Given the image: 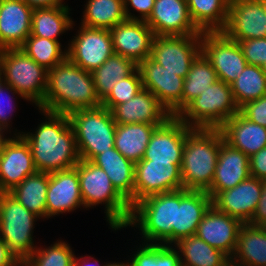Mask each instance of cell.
I'll use <instances>...</instances> for the list:
<instances>
[{
  "mask_svg": "<svg viewBox=\"0 0 266 266\" xmlns=\"http://www.w3.org/2000/svg\"><path fill=\"white\" fill-rule=\"evenodd\" d=\"M41 111L48 121L41 123L35 134L18 133L29 144L37 171L52 173L74 168L80 158L68 114Z\"/></svg>",
  "mask_w": 266,
  "mask_h": 266,
  "instance_id": "cell-1",
  "label": "cell"
},
{
  "mask_svg": "<svg viewBox=\"0 0 266 266\" xmlns=\"http://www.w3.org/2000/svg\"><path fill=\"white\" fill-rule=\"evenodd\" d=\"M101 100L96 94L91 72L68 58L48 70L44 103L39 110L69 114L77 109L96 108Z\"/></svg>",
  "mask_w": 266,
  "mask_h": 266,
  "instance_id": "cell-2",
  "label": "cell"
},
{
  "mask_svg": "<svg viewBox=\"0 0 266 266\" xmlns=\"http://www.w3.org/2000/svg\"><path fill=\"white\" fill-rule=\"evenodd\" d=\"M223 140L220 128H192L187 133L181 164L184 189L207 191L211 187Z\"/></svg>",
  "mask_w": 266,
  "mask_h": 266,
  "instance_id": "cell-3",
  "label": "cell"
},
{
  "mask_svg": "<svg viewBox=\"0 0 266 266\" xmlns=\"http://www.w3.org/2000/svg\"><path fill=\"white\" fill-rule=\"evenodd\" d=\"M74 168L78 172L84 207L105 203V213L111 228H124L130 218L131 206L116 190L104 170L87 160H80Z\"/></svg>",
  "mask_w": 266,
  "mask_h": 266,
  "instance_id": "cell-4",
  "label": "cell"
},
{
  "mask_svg": "<svg viewBox=\"0 0 266 266\" xmlns=\"http://www.w3.org/2000/svg\"><path fill=\"white\" fill-rule=\"evenodd\" d=\"M132 225H138L147 242L175 244L176 190L154 194L135 203L125 227Z\"/></svg>",
  "mask_w": 266,
  "mask_h": 266,
  "instance_id": "cell-5",
  "label": "cell"
},
{
  "mask_svg": "<svg viewBox=\"0 0 266 266\" xmlns=\"http://www.w3.org/2000/svg\"><path fill=\"white\" fill-rule=\"evenodd\" d=\"M68 116L80 160L91 161L96 155L114 148L117 124L110 110L103 106L77 109Z\"/></svg>",
  "mask_w": 266,
  "mask_h": 266,
  "instance_id": "cell-6",
  "label": "cell"
},
{
  "mask_svg": "<svg viewBox=\"0 0 266 266\" xmlns=\"http://www.w3.org/2000/svg\"><path fill=\"white\" fill-rule=\"evenodd\" d=\"M239 111L231 85L217 80L192 100L177 117L192 128H220Z\"/></svg>",
  "mask_w": 266,
  "mask_h": 266,
  "instance_id": "cell-7",
  "label": "cell"
},
{
  "mask_svg": "<svg viewBox=\"0 0 266 266\" xmlns=\"http://www.w3.org/2000/svg\"><path fill=\"white\" fill-rule=\"evenodd\" d=\"M0 67L5 83L36 106L44 103L48 70L20 48L3 49L0 52Z\"/></svg>",
  "mask_w": 266,
  "mask_h": 266,
  "instance_id": "cell-8",
  "label": "cell"
},
{
  "mask_svg": "<svg viewBox=\"0 0 266 266\" xmlns=\"http://www.w3.org/2000/svg\"><path fill=\"white\" fill-rule=\"evenodd\" d=\"M38 217L9 193H0V238L22 263L37 248L32 231Z\"/></svg>",
  "mask_w": 266,
  "mask_h": 266,
  "instance_id": "cell-9",
  "label": "cell"
},
{
  "mask_svg": "<svg viewBox=\"0 0 266 266\" xmlns=\"http://www.w3.org/2000/svg\"><path fill=\"white\" fill-rule=\"evenodd\" d=\"M201 53V34L154 36L151 58L166 70L185 78Z\"/></svg>",
  "mask_w": 266,
  "mask_h": 266,
  "instance_id": "cell-10",
  "label": "cell"
},
{
  "mask_svg": "<svg viewBox=\"0 0 266 266\" xmlns=\"http://www.w3.org/2000/svg\"><path fill=\"white\" fill-rule=\"evenodd\" d=\"M201 52L210 61L218 80L226 84H231L247 65L239 43L221 31L202 32Z\"/></svg>",
  "mask_w": 266,
  "mask_h": 266,
  "instance_id": "cell-11",
  "label": "cell"
},
{
  "mask_svg": "<svg viewBox=\"0 0 266 266\" xmlns=\"http://www.w3.org/2000/svg\"><path fill=\"white\" fill-rule=\"evenodd\" d=\"M113 54L109 30L83 25L67 49V58L88 72L99 68Z\"/></svg>",
  "mask_w": 266,
  "mask_h": 266,
  "instance_id": "cell-12",
  "label": "cell"
},
{
  "mask_svg": "<svg viewBox=\"0 0 266 266\" xmlns=\"http://www.w3.org/2000/svg\"><path fill=\"white\" fill-rule=\"evenodd\" d=\"M182 188L181 168L178 165L144 159L135 164L134 204L148 196Z\"/></svg>",
  "mask_w": 266,
  "mask_h": 266,
  "instance_id": "cell-13",
  "label": "cell"
},
{
  "mask_svg": "<svg viewBox=\"0 0 266 266\" xmlns=\"http://www.w3.org/2000/svg\"><path fill=\"white\" fill-rule=\"evenodd\" d=\"M143 88L153 93L171 116L182 111L184 78L166 70L151 57L138 64Z\"/></svg>",
  "mask_w": 266,
  "mask_h": 266,
  "instance_id": "cell-14",
  "label": "cell"
},
{
  "mask_svg": "<svg viewBox=\"0 0 266 266\" xmlns=\"http://www.w3.org/2000/svg\"><path fill=\"white\" fill-rule=\"evenodd\" d=\"M221 32L236 42L266 37L263 0H231L227 22Z\"/></svg>",
  "mask_w": 266,
  "mask_h": 266,
  "instance_id": "cell-15",
  "label": "cell"
},
{
  "mask_svg": "<svg viewBox=\"0 0 266 266\" xmlns=\"http://www.w3.org/2000/svg\"><path fill=\"white\" fill-rule=\"evenodd\" d=\"M191 129L192 127L187 126L177 116H170L155 128L143 159L153 162H171L181 168L187 133Z\"/></svg>",
  "mask_w": 266,
  "mask_h": 266,
  "instance_id": "cell-16",
  "label": "cell"
},
{
  "mask_svg": "<svg viewBox=\"0 0 266 266\" xmlns=\"http://www.w3.org/2000/svg\"><path fill=\"white\" fill-rule=\"evenodd\" d=\"M145 22L155 36L202 34L191 19L187 0H155L153 10Z\"/></svg>",
  "mask_w": 266,
  "mask_h": 266,
  "instance_id": "cell-17",
  "label": "cell"
},
{
  "mask_svg": "<svg viewBox=\"0 0 266 266\" xmlns=\"http://www.w3.org/2000/svg\"><path fill=\"white\" fill-rule=\"evenodd\" d=\"M13 138L0 153V193L10 192L27 176L37 172L29 144L21 135Z\"/></svg>",
  "mask_w": 266,
  "mask_h": 266,
  "instance_id": "cell-18",
  "label": "cell"
},
{
  "mask_svg": "<svg viewBox=\"0 0 266 266\" xmlns=\"http://www.w3.org/2000/svg\"><path fill=\"white\" fill-rule=\"evenodd\" d=\"M109 31L115 54L129 58L137 65L151 57L155 35L145 21L126 19Z\"/></svg>",
  "mask_w": 266,
  "mask_h": 266,
  "instance_id": "cell-19",
  "label": "cell"
},
{
  "mask_svg": "<svg viewBox=\"0 0 266 266\" xmlns=\"http://www.w3.org/2000/svg\"><path fill=\"white\" fill-rule=\"evenodd\" d=\"M263 180L249 176L235 187L219 192L212 205L230 217L249 223L260 200Z\"/></svg>",
  "mask_w": 266,
  "mask_h": 266,
  "instance_id": "cell-20",
  "label": "cell"
},
{
  "mask_svg": "<svg viewBox=\"0 0 266 266\" xmlns=\"http://www.w3.org/2000/svg\"><path fill=\"white\" fill-rule=\"evenodd\" d=\"M242 225L240 220L230 217L211 205L199 223L196 235L231 258L235 252Z\"/></svg>",
  "mask_w": 266,
  "mask_h": 266,
  "instance_id": "cell-21",
  "label": "cell"
},
{
  "mask_svg": "<svg viewBox=\"0 0 266 266\" xmlns=\"http://www.w3.org/2000/svg\"><path fill=\"white\" fill-rule=\"evenodd\" d=\"M33 8L24 0H0V46L20 48L31 34Z\"/></svg>",
  "mask_w": 266,
  "mask_h": 266,
  "instance_id": "cell-22",
  "label": "cell"
},
{
  "mask_svg": "<svg viewBox=\"0 0 266 266\" xmlns=\"http://www.w3.org/2000/svg\"><path fill=\"white\" fill-rule=\"evenodd\" d=\"M81 205L84 206L77 170L72 168L49 173L46 195L47 217L76 210Z\"/></svg>",
  "mask_w": 266,
  "mask_h": 266,
  "instance_id": "cell-23",
  "label": "cell"
},
{
  "mask_svg": "<svg viewBox=\"0 0 266 266\" xmlns=\"http://www.w3.org/2000/svg\"><path fill=\"white\" fill-rule=\"evenodd\" d=\"M249 176V157L223 140L213 181L206 192L213 199L219 192L235 187Z\"/></svg>",
  "mask_w": 266,
  "mask_h": 266,
  "instance_id": "cell-24",
  "label": "cell"
},
{
  "mask_svg": "<svg viewBox=\"0 0 266 266\" xmlns=\"http://www.w3.org/2000/svg\"><path fill=\"white\" fill-rule=\"evenodd\" d=\"M116 124H163L171 115L157 97L143 88L129 101L111 110Z\"/></svg>",
  "mask_w": 266,
  "mask_h": 266,
  "instance_id": "cell-25",
  "label": "cell"
},
{
  "mask_svg": "<svg viewBox=\"0 0 266 266\" xmlns=\"http://www.w3.org/2000/svg\"><path fill=\"white\" fill-rule=\"evenodd\" d=\"M212 205V198L206 191L176 190V243L196 234L205 212Z\"/></svg>",
  "mask_w": 266,
  "mask_h": 266,
  "instance_id": "cell-26",
  "label": "cell"
},
{
  "mask_svg": "<svg viewBox=\"0 0 266 266\" xmlns=\"http://www.w3.org/2000/svg\"><path fill=\"white\" fill-rule=\"evenodd\" d=\"M224 140L248 157L266 147V128L247 119L240 111L220 127Z\"/></svg>",
  "mask_w": 266,
  "mask_h": 266,
  "instance_id": "cell-27",
  "label": "cell"
},
{
  "mask_svg": "<svg viewBox=\"0 0 266 266\" xmlns=\"http://www.w3.org/2000/svg\"><path fill=\"white\" fill-rule=\"evenodd\" d=\"M108 175L116 190L134 205L135 163L125 158L115 147L96 155L92 160Z\"/></svg>",
  "mask_w": 266,
  "mask_h": 266,
  "instance_id": "cell-28",
  "label": "cell"
},
{
  "mask_svg": "<svg viewBox=\"0 0 266 266\" xmlns=\"http://www.w3.org/2000/svg\"><path fill=\"white\" fill-rule=\"evenodd\" d=\"M159 125L161 124H117L114 147L136 164L143 159L150 137Z\"/></svg>",
  "mask_w": 266,
  "mask_h": 266,
  "instance_id": "cell-29",
  "label": "cell"
},
{
  "mask_svg": "<svg viewBox=\"0 0 266 266\" xmlns=\"http://www.w3.org/2000/svg\"><path fill=\"white\" fill-rule=\"evenodd\" d=\"M231 259L243 266H266V231L263 227L243 224Z\"/></svg>",
  "mask_w": 266,
  "mask_h": 266,
  "instance_id": "cell-30",
  "label": "cell"
},
{
  "mask_svg": "<svg viewBox=\"0 0 266 266\" xmlns=\"http://www.w3.org/2000/svg\"><path fill=\"white\" fill-rule=\"evenodd\" d=\"M69 10L65 5L34 8L30 35L58 41L61 33L73 27L74 22L68 16Z\"/></svg>",
  "mask_w": 266,
  "mask_h": 266,
  "instance_id": "cell-31",
  "label": "cell"
},
{
  "mask_svg": "<svg viewBox=\"0 0 266 266\" xmlns=\"http://www.w3.org/2000/svg\"><path fill=\"white\" fill-rule=\"evenodd\" d=\"M49 185V173L37 171L27 176L10 192L22 206L38 217L47 218L46 195Z\"/></svg>",
  "mask_w": 266,
  "mask_h": 266,
  "instance_id": "cell-32",
  "label": "cell"
},
{
  "mask_svg": "<svg viewBox=\"0 0 266 266\" xmlns=\"http://www.w3.org/2000/svg\"><path fill=\"white\" fill-rule=\"evenodd\" d=\"M175 244L181 255V266H223L229 259L225 253L211 247L196 234L185 237Z\"/></svg>",
  "mask_w": 266,
  "mask_h": 266,
  "instance_id": "cell-33",
  "label": "cell"
},
{
  "mask_svg": "<svg viewBox=\"0 0 266 266\" xmlns=\"http://www.w3.org/2000/svg\"><path fill=\"white\" fill-rule=\"evenodd\" d=\"M231 0H187L194 24L202 32L221 31L227 22Z\"/></svg>",
  "mask_w": 266,
  "mask_h": 266,
  "instance_id": "cell-34",
  "label": "cell"
},
{
  "mask_svg": "<svg viewBox=\"0 0 266 266\" xmlns=\"http://www.w3.org/2000/svg\"><path fill=\"white\" fill-rule=\"evenodd\" d=\"M137 68L138 65L129 58L115 53L110 56L99 68L91 72L99 99L102 101L117 81L130 76Z\"/></svg>",
  "mask_w": 266,
  "mask_h": 266,
  "instance_id": "cell-35",
  "label": "cell"
},
{
  "mask_svg": "<svg viewBox=\"0 0 266 266\" xmlns=\"http://www.w3.org/2000/svg\"><path fill=\"white\" fill-rule=\"evenodd\" d=\"M83 26L111 30L127 19L124 0H88L85 5Z\"/></svg>",
  "mask_w": 266,
  "mask_h": 266,
  "instance_id": "cell-36",
  "label": "cell"
},
{
  "mask_svg": "<svg viewBox=\"0 0 266 266\" xmlns=\"http://www.w3.org/2000/svg\"><path fill=\"white\" fill-rule=\"evenodd\" d=\"M217 80L216 71L201 52L193 61L187 76L184 78L182 110Z\"/></svg>",
  "mask_w": 266,
  "mask_h": 266,
  "instance_id": "cell-37",
  "label": "cell"
},
{
  "mask_svg": "<svg viewBox=\"0 0 266 266\" xmlns=\"http://www.w3.org/2000/svg\"><path fill=\"white\" fill-rule=\"evenodd\" d=\"M230 85L235 102L240 109L247 102L266 95V74L260 66L247 64Z\"/></svg>",
  "mask_w": 266,
  "mask_h": 266,
  "instance_id": "cell-38",
  "label": "cell"
},
{
  "mask_svg": "<svg viewBox=\"0 0 266 266\" xmlns=\"http://www.w3.org/2000/svg\"><path fill=\"white\" fill-rule=\"evenodd\" d=\"M20 49L46 70L54 68L67 58V51L61 50L59 41L33 35L24 41Z\"/></svg>",
  "mask_w": 266,
  "mask_h": 266,
  "instance_id": "cell-39",
  "label": "cell"
},
{
  "mask_svg": "<svg viewBox=\"0 0 266 266\" xmlns=\"http://www.w3.org/2000/svg\"><path fill=\"white\" fill-rule=\"evenodd\" d=\"M175 249L160 243H144L131 257L130 263L132 266H181L180 253Z\"/></svg>",
  "mask_w": 266,
  "mask_h": 266,
  "instance_id": "cell-40",
  "label": "cell"
},
{
  "mask_svg": "<svg viewBox=\"0 0 266 266\" xmlns=\"http://www.w3.org/2000/svg\"><path fill=\"white\" fill-rule=\"evenodd\" d=\"M74 257L70 246L58 241L51 247L35 249L22 262V266H73Z\"/></svg>",
  "mask_w": 266,
  "mask_h": 266,
  "instance_id": "cell-41",
  "label": "cell"
},
{
  "mask_svg": "<svg viewBox=\"0 0 266 266\" xmlns=\"http://www.w3.org/2000/svg\"><path fill=\"white\" fill-rule=\"evenodd\" d=\"M142 89V78L137 68L130 76L117 81L113 89L101 101V106L111 111L116 105L132 99Z\"/></svg>",
  "mask_w": 266,
  "mask_h": 266,
  "instance_id": "cell-42",
  "label": "cell"
},
{
  "mask_svg": "<svg viewBox=\"0 0 266 266\" xmlns=\"http://www.w3.org/2000/svg\"><path fill=\"white\" fill-rule=\"evenodd\" d=\"M248 65L266 63V37L238 41Z\"/></svg>",
  "mask_w": 266,
  "mask_h": 266,
  "instance_id": "cell-43",
  "label": "cell"
},
{
  "mask_svg": "<svg viewBox=\"0 0 266 266\" xmlns=\"http://www.w3.org/2000/svg\"><path fill=\"white\" fill-rule=\"evenodd\" d=\"M240 112L250 121L266 128V95L247 102L240 108Z\"/></svg>",
  "mask_w": 266,
  "mask_h": 266,
  "instance_id": "cell-44",
  "label": "cell"
},
{
  "mask_svg": "<svg viewBox=\"0 0 266 266\" xmlns=\"http://www.w3.org/2000/svg\"><path fill=\"white\" fill-rule=\"evenodd\" d=\"M154 4L155 0H124L125 15L127 19L146 21L153 10ZM129 5L141 14L140 18L131 15Z\"/></svg>",
  "mask_w": 266,
  "mask_h": 266,
  "instance_id": "cell-45",
  "label": "cell"
},
{
  "mask_svg": "<svg viewBox=\"0 0 266 266\" xmlns=\"http://www.w3.org/2000/svg\"><path fill=\"white\" fill-rule=\"evenodd\" d=\"M250 176L266 180V147L249 157Z\"/></svg>",
  "mask_w": 266,
  "mask_h": 266,
  "instance_id": "cell-46",
  "label": "cell"
},
{
  "mask_svg": "<svg viewBox=\"0 0 266 266\" xmlns=\"http://www.w3.org/2000/svg\"><path fill=\"white\" fill-rule=\"evenodd\" d=\"M7 91V92H6ZM8 91H14L13 92V94L14 93H16V94H18V95H20V97H22V98H24V99H26L23 95H21V94H19L18 92H16V90L13 88V87H11L10 85H8L7 83H5V82H3L1 85H0V127H2L3 129H5V130H7V127H8V122L7 121H9L11 118L9 117L10 116V114H8V113H10V112H12V110H13V107L14 106H12V104H11V101H12V98L13 97H11V96H9V94H8V96L7 95H5L6 93H8ZM6 92V93H5ZM5 95V96H4ZM7 96V99H11L10 100V106L12 107L11 108V110H9V109H7L6 107H5V105L4 104H2V103H4L7 99H4L5 97ZM3 100V101H2ZM7 102V101H6ZM9 104V103H8ZM7 104V105H8ZM9 106V105H8ZM9 106V107H10ZM6 108V109H5ZM8 110H9V112H8ZM8 115V116H7Z\"/></svg>",
  "mask_w": 266,
  "mask_h": 266,
  "instance_id": "cell-47",
  "label": "cell"
},
{
  "mask_svg": "<svg viewBox=\"0 0 266 266\" xmlns=\"http://www.w3.org/2000/svg\"><path fill=\"white\" fill-rule=\"evenodd\" d=\"M248 224L258 227H262L266 224V180H263L260 200L257 203L255 212Z\"/></svg>",
  "mask_w": 266,
  "mask_h": 266,
  "instance_id": "cell-48",
  "label": "cell"
},
{
  "mask_svg": "<svg viewBox=\"0 0 266 266\" xmlns=\"http://www.w3.org/2000/svg\"><path fill=\"white\" fill-rule=\"evenodd\" d=\"M0 266H22V263L9 250L7 244L0 238Z\"/></svg>",
  "mask_w": 266,
  "mask_h": 266,
  "instance_id": "cell-49",
  "label": "cell"
},
{
  "mask_svg": "<svg viewBox=\"0 0 266 266\" xmlns=\"http://www.w3.org/2000/svg\"><path fill=\"white\" fill-rule=\"evenodd\" d=\"M29 6L34 8H44V7H56L62 4L63 0H24Z\"/></svg>",
  "mask_w": 266,
  "mask_h": 266,
  "instance_id": "cell-50",
  "label": "cell"
},
{
  "mask_svg": "<svg viewBox=\"0 0 266 266\" xmlns=\"http://www.w3.org/2000/svg\"><path fill=\"white\" fill-rule=\"evenodd\" d=\"M82 259H84L83 256H82V258H80V259L74 257L73 266H91V265L89 264V260H87V258H85L84 260H82ZM87 261H88V262H87ZM96 262H98V261H94L95 266H96V264H97ZM93 266H94V265H93ZM97 266H98V264H97ZM103 266H105V265H103Z\"/></svg>",
  "mask_w": 266,
  "mask_h": 266,
  "instance_id": "cell-51",
  "label": "cell"
},
{
  "mask_svg": "<svg viewBox=\"0 0 266 266\" xmlns=\"http://www.w3.org/2000/svg\"><path fill=\"white\" fill-rule=\"evenodd\" d=\"M3 130L5 131V129L0 127V153L3 151L4 145L6 144V142L9 140V138L8 139L4 138Z\"/></svg>",
  "mask_w": 266,
  "mask_h": 266,
  "instance_id": "cell-52",
  "label": "cell"
},
{
  "mask_svg": "<svg viewBox=\"0 0 266 266\" xmlns=\"http://www.w3.org/2000/svg\"><path fill=\"white\" fill-rule=\"evenodd\" d=\"M223 266H243L237 262H234L231 258H229Z\"/></svg>",
  "mask_w": 266,
  "mask_h": 266,
  "instance_id": "cell-53",
  "label": "cell"
},
{
  "mask_svg": "<svg viewBox=\"0 0 266 266\" xmlns=\"http://www.w3.org/2000/svg\"><path fill=\"white\" fill-rule=\"evenodd\" d=\"M105 266H132L131 265V263L130 262H128V263H106V265Z\"/></svg>",
  "mask_w": 266,
  "mask_h": 266,
  "instance_id": "cell-54",
  "label": "cell"
},
{
  "mask_svg": "<svg viewBox=\"0 0 266 266\" xmlns=\"http://www.w3.org/2000/svg\"><path fill=\"white\" fill-rule=\"evenodd\" d=\"M3 73H2V69L0 67V85L4 82V78H3Z\"/></svg>",
  "mask_w": 266,
  "mask_h": 266,
  "instance_id": "cell-55",
  "label": "cell"
},
{
  "mask_svg": "<svg viewBox=\"0 0 266 266\" xmlns=\"http://www.w3.org/2000/svg\"><path fill=\"white\" fill-rule=\"evenodd\" d=\"M261 68H262V71L266 74V63H264V64L261 66Z\"/></svg>",
  "mask_w": 266,
  "mask_h": 266,
  "instance_id": "cell-56",
  "label": "cell"
},
{
  "mask_svg": "<svg viewBox=\"0 0 266 266\" xmlns=\"http://www.w3.org/2000/svg\"><path fill=\"white\" fill-rule=\"evenodd\" d=\"M263 5H264L265 12H266V0H263Z\"/></svg>",
  "mask_w": 266,
  "mask_h": 266,
  "instance_id": "cell-57",
  "label": "cell"
},
{
  "mask_svg": "<svg viewBox=\"0 0 266 266\" xmlns=\"http://www.w3.org/2000/svg\"><path fill=\"white\" fill-rule=\"evenodd\" d=\"M263 227V229L266 231V224L264 225V226H262Z\"/></svg>",
  "mask_w": 266,
  "mask_h": 266,
  "instance_id": "cell-58",
  "label": "cell"
}]
</instances>
